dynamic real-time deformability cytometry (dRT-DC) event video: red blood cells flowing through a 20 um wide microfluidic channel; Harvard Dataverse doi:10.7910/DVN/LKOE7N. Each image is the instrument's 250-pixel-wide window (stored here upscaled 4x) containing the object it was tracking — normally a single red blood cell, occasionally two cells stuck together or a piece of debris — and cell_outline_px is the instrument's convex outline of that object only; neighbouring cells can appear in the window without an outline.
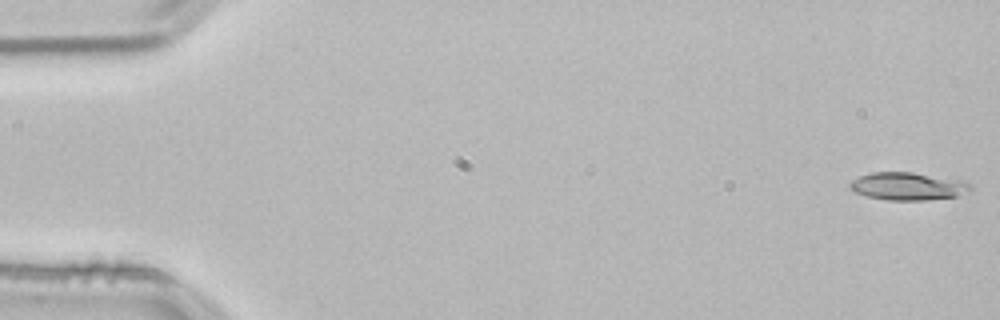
{"species": "common noctule bat (a hibernating species)", "species_latin": "Nyctalus noctula", "temperature_condition": "room temperature", "stored_images_in_passage": 53, "camera_frame_rate_fps": 3000, "um_per_image_px": 0.085, "animal": {"sex": "male", "body_mass_g": 21.5, "forearm_length_mm": 52.0}, "frame": {"image": 1, "passage_image": 1, "time_ms": 0.0, "image_size_px": [1000, 320], "cell_outline_px": [[972, 192], [956, 196], [924, 200], [888, 200], [868, 196], [856, 192], [848, 188], [848, 184], [852, 180], [860, 176], [872, 172], [912, 172], [964, 180], [972, 184]], "centroid_in_image_um": [77.22, 15.82], "position_along_channel_um": 7.8, "area_um2": 19.65}}
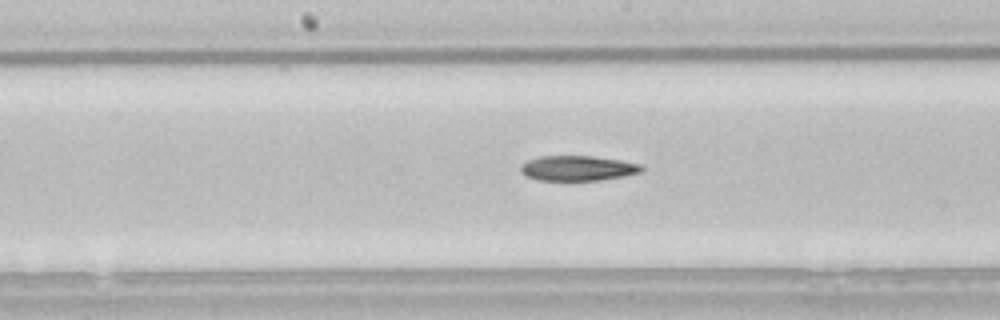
{"frame": {"image": 2, "passage_image": 27, "time_ms": 8.667, "image_size_px": [1000, 320], "cell_outline_px": [[644, 172], [624, 176], [600, 180], [540, 180], [528, 176], [520, 172], [520, 164], [528, 160], [540, 156], [592, 156], [620, 160], [640, 164], [644, 168]], "centroid_in_image_um": [49.13, 14.29], "position_along_channel_um": 199.1, "area_um2": 17.69}}
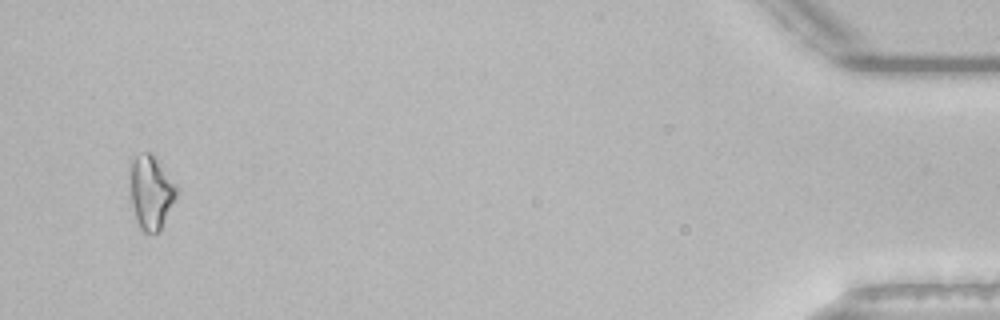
{"frame": {"image": 3, "passage_image": 51, "time_ms": 16.667, "image_size_px": [1000, 320], "cell_outline_px": [[180, 188], [176, 200], [160, 232], [144, 232], [140, 228], [136, 220], [128, 196], [128, 192], [132, 160], [140, 152], [148, 152], [152, 156]], "centroid_in_image_um": [12.83, 16.39], "position_along_channel_um": 422.4, "area_um2": 20.4}, "authors_computed_cell_mechanics": {"area_um2": 18.4382, "velocity_mm_per_s": 3.8467, "shape_relaxation_time_tau1_ms": 5.7637, "shape_relaxation_time_tau2_ms": null, "deformation_change_tau1": 0.1479, "deformation_change_tau2": null}}